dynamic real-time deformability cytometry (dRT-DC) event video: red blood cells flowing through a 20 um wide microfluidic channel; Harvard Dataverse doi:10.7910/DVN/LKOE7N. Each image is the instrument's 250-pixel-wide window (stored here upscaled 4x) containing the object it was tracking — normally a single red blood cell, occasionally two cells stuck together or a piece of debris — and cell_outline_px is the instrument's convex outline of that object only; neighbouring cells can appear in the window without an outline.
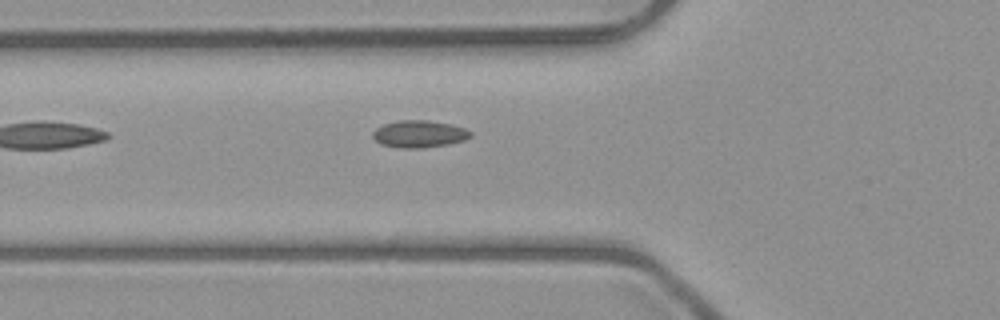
{"species": "common noctule bat (a hibernating species)", "species_latin": "Nyctalus noctula", "temperature_condition": "room temperature", "stored_images_in_passage": 6, "camera_frame_rate_fps": 3000, "um_per_image_px": 0.085, "animal": {"sex": "male", "body_mass_g": 23.1, "forearm_length_mm": 52.7}, "frame": {"image": 1, "passage_image": 6, "time_ms": 5.667, "image_size_px": [1000, 320], "cell_outline_px": [[472, 136], [464, 140], [448, 144], [420, 148], [400, 148], [380, 144], [372, 136], [372, 132], [376, 128], [384, 124], [400, 120], [428, 120], [452, 124], [464, 128], [472, 132]], "centroid_in_image_um": [35.63, 11.38], "position_along_channel_um": 90.2, "area_um2": 15.49}}